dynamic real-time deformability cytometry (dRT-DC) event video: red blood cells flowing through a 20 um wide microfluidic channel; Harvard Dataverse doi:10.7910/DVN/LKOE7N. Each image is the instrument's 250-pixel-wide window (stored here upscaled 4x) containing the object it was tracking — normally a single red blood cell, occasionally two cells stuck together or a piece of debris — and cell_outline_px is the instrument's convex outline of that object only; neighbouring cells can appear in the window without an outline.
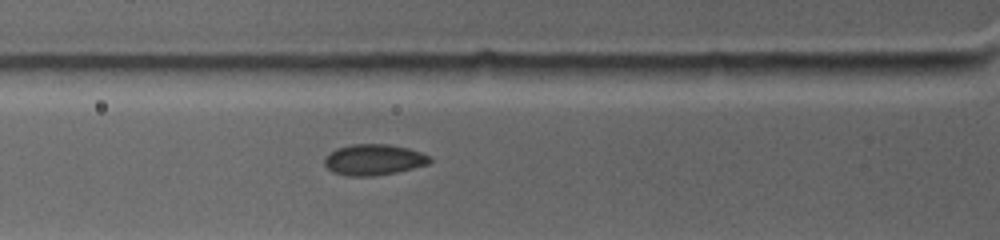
{"species": "common noctule bat (a hibernating species)", "species_latin": "Nyctalus noctula", "temperature_condition": "warm", "stored_images_in_passage": 2, "camera_frame_rate_fps": 4500, "um_per_image_px": 0.085, "animal": {"sex": "female", "body_mass_g": 19.0, "forearm_length_mm": 53.3}, "frame": {"image": 1, "passage_image": 2, "time_ms": 0.889, "image_size_px": [1000, 240], "cell_outline_px": [[432, 160], [428, 164], [396, 172], [376, 176], [348, 176], [332, 172], [324, 164], [324, 156], [336, 148], [352, 144], [388, 144], [408, 148], [420, 152], [428, 156]], "centroid_in_image_um": [31.73, 13.57], "position_along_channel_um": 94.1, "area_um2": 19.02}}